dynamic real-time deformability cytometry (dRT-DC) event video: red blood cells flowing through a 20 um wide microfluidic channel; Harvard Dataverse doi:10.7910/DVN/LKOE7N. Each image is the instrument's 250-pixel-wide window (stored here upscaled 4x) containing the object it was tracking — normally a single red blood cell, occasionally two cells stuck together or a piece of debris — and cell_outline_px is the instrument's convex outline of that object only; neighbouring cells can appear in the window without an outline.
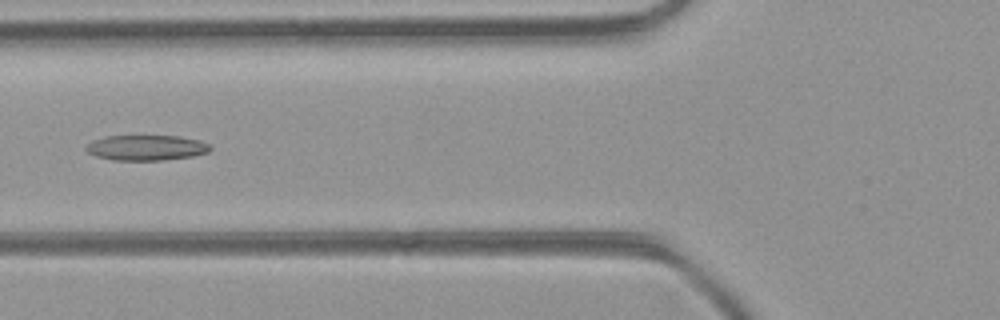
{"species": "common noctule bat (a hibernating species)", "species_latin": "Nyctalus noctula", "temperature_condition": "room temperature", "stored_images_in_passage": 24, "camera_frame_rate_fps": 3000, "um_per_image_px": 0.085, "animal": {"sex": "female", "body_mass_g": 21.9}, "frame": {"image": 1, "passage_image": 9, "time_ms": 2.667, "image_size_px": [1000, 320], "cell_outline_px": [[212, 148], [208, 152], [192, 156], [160, 160], [112, 160], [96, 156], [88, 152], [84, 148], [92, 140], [108, 136], [180, 136], [200, 140], [208, 144]], "centroid_in_image_um": [12.43, 12.55], "position_along_channel_um": 113.4, "area_um2": 18.26}}
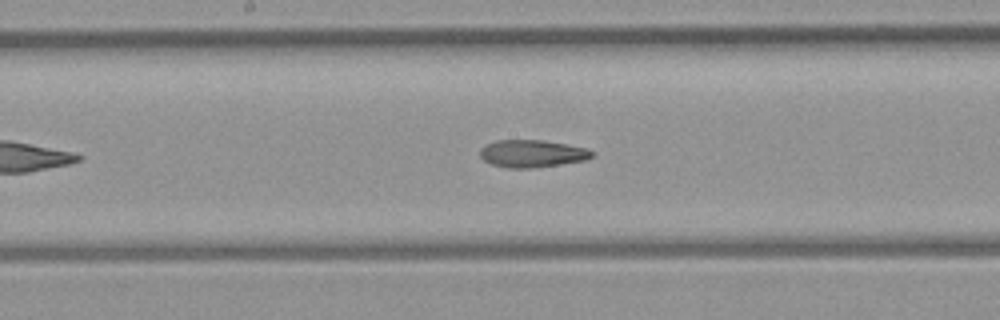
{"frame": {"image": 2, "passage_image": 15, "time_ms": 4.667, "image_size_px": [1000, 320], "cell_outline_px": [[592, 156], [588, 160], [532, 168], [508, 168], [492, 164], [484, 160], [480, 156], [480, 148], [496, 140], [544, 140], [588, 148], [592, 152]], "centroid_in_image_um": [45.24, 13.05], "position_along_channel_um": 203.0, "area_um2": 17.86}}
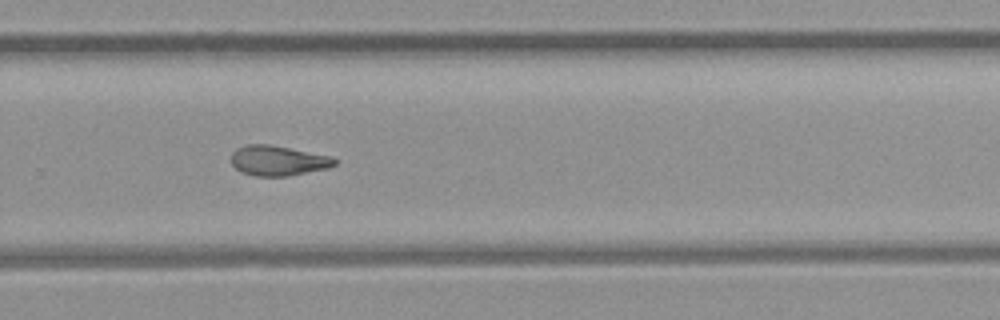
{"frame": {"image": 3, "passage_image": 22, "time_ms": 7.0, "image_size_px": [1000, 320], "cell_outline_px": [[336, 164], [328, 168], [288, 176], [252, 176], [240, 172], [232, 164], [232, 152], [236, 148], [248, 144], [268, 144], [332, 156], [336, 160]], "centroid_in_image_um": [23.62, 13.66], "position_along_channel_um": 306.2, "area_um2": 18.15}}